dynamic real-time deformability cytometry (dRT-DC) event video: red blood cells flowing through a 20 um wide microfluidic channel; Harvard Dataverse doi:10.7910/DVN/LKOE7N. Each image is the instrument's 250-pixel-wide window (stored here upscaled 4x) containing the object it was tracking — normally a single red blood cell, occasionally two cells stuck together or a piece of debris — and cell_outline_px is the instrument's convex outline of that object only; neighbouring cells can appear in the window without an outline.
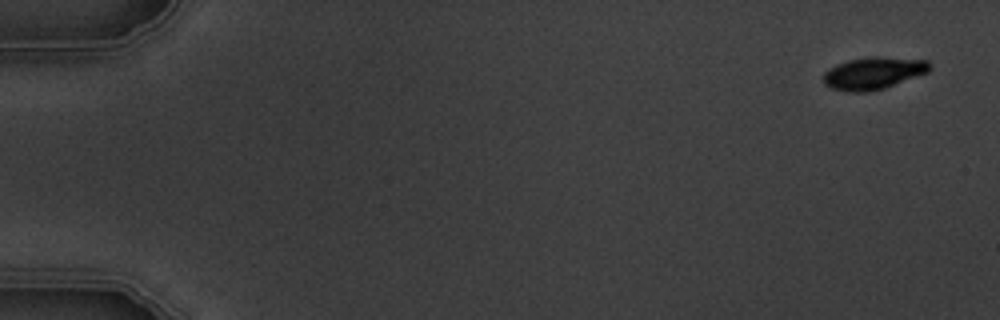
{"species": "common noctule bat (a hibernating species)", "species_latin": "Nyctalus noctula", "temperature_condition": "warm", "stored_images_in_passage": 5, "camera_frame_rate_fps": 3000, "um_per_image_px": 0.085, "animal": {"sex": "male", "body_mass_g": 19.5, "forearm_length_mm": 54.6}, "frame": {"image": 1, "passage_image": 1, "time_ms": 0.0, "image_size_px": [1000, 320], "cell_outline_px": [[932, 68], [928, 72], [884, 88], [868, 92], [848, 92], [832, 88], [824, 84], [824, 72], [828, 68], [836, 64], [848, 60], [872, 56], [880, 56], [928, 60], [932, 64]], "centroid_in_image_um": [74.25, 6.2], "position_along_channel_um": 10.8, "area_um2": 20.11}}
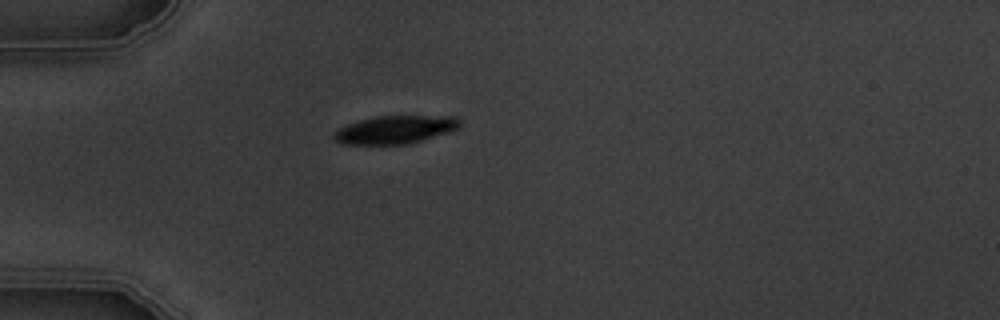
{"frame": {"image": 2, "passage_image": 5, "time_ms": 4.667, "image_size_px": [1000, 320], "cell_outline_px": [[460, 128], [448, 132], [408, 144], [344, 144], [336, 140], [332, 136], [340, 128], [348, 124], [360, 120], [376, 116], [456, 116], [460, 120]], "centroid_in_image_um": [33.62, 11.01], "position_along_channel_um": 51.4, "area_um2": 20.35}}